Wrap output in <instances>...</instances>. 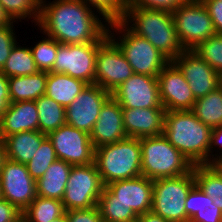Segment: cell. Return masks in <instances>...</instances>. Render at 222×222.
<instances>
[{
  "mask_svg": "<svg viewBox=\"0 0 222 222\" xmlns=\"http://www.w3.org/2000/svg\"><path fill=\"white\" fill-rule=\"evenodd\" d=\"M43 1L38 26L46 36L61 44L96 42L108 37V27L83 1L55 0L49 4Z\"/></svg>",
  "mask_w": 222,
  "mask_h": 222,
  "instance_id": "6da1fadb",
  "label": "cell"
},
{
  "mask_svg": "<svg viewBox=\"0 0 222 222\" xmlns=\"http://www.w3.org/2000/svg\"><path fill=\"white\" fill-rule=\"evenodd\" d=\"M211 132L190 110L165 112L163 135L193 165H209Z\"/></svg>",
  "mask_w": 222,
  "mask_h": 222,
  "instance_id": "7a4b0ae2",
  "label": "cell"
},
{
  "mask_svg": "<svg viewBox=\"0 0 222 222\" xmlns=\"http://www.w3.org/2000/svg\"><path fill=\"white\" fill-rule=\"evenodd\" d=\"M121 21L125 24L132 21L129 29L134 34L146 38L170 61L184 51L170 11L127 6Z\"/></svg>",
  "mask_w": 222,
  "mask_h": 222,
  "instance_id": "3957f363",
  "label": "cell"
},
{
  "mask_svg": "<svg viewBox=\"0 0 222 222\" xmlns=\"http://www.w3.org/2000/svg\"><path fill=\"white\" fill-rule=\"evenodd\" d=\"M94 162L104 185L142 175L140 140L127 137L95 149Z\"/></svg>",
  "mask_w": 222,
  "mask_h": 222,
  "instance_id": "277c9868",
  "label": "cell"
},
{
  "mask_svg": "<svg viewBox=\"0 0 222 222\" xmlns=\"http://www.w3.org/2000/svg\"><path fill=\"white\" fill-rule=\"evenodd\" d=\"M141 172L151 179L185 175L194 165L163 135L140 138Z\"/></svg>",
  "mask_w": 222,
  "mask_h": 222,
  "instance_id": "5b68a950",
  "label": "cell"
},
{
  "mask_svg": "<svg viewBox=\"0 0 222 222\" xmlns=\"http://www.w3.org/2000/svg\"><path fill=\"white\" fill-rule=\"evenodd\" d=\"M128 25L122 21L108 23L112 30L123 33L118 42L108 28V37L119 47L134 73L157 77L170 60L146 38L134 34Z\"/></svg>",
  "mask_w": 222,
  "mask_h": 222,
  "instance_id": "8992f818",
  "label": "cell"
},
{
  "mask_svg": "<svg viewBox=\"0 0 222 222\" xmlns=\"http://www.w3.org/2000/svg\"><path fill=\"white\" fill-rule=\"evenodd\" d=\"M195 184L194 170L177 177L153 180L151 211L169 222H187L185 201Z\"/></svg>",
  "mask_w": 222,
  "mask_h": 222,
  "instance_id": "52a82bcc",
  "label": "cell"
},
{
  "mask_svg": "<svg viewBox=\"0 0 222 222\" xmlns=\"http://www.w3.org/2000/svg\"><path fill=\"white\" fill-rule=\"evenodd\" d=\"M172 15L184 50H193L199 43L216 35L212 19L201 0H186Z\"/></svg>",
  "mask_w": 222,
  "mask_h": 222,
  "instance_id": "ba28073f",
  "label": "cell"
},
{
  "mask_svg": "<svg viewBox=\"0 0 222 222\" xmlns=\"http://www.w3.org/2000/svg\"><path fill=\"white\" fill-rule=\"evenodd\" d=\"M104 187L95 162L72 166L62 199L65 210L89 209L97 206Z\"/></svg>",
  "mask_w": 222,
  "mask_h": 222,
  "instance_id": "9c48e42d",
  "label": "cell"
},
{
  "mask_svg": "<svg viewBox=\"0 0 222 222\" xmlns=\"http://www.w3.org/2000/svg\"><path fill=\"white\" fill-rule=\"evenodd\" d=\"M104 40L82 44H61L58 42L53 73H62L95 84V59L99 45Z\"/></svg>",
  "mask_w": 222,
  "mask_h": 222,
  "instance_id": "30bf717a",
  "label": "cell"
},
{
  "mask_svg": "<svg viewBox=\"0 0 222 222\" xmlns=\"http://www.w3.org/2000/svg\"><path fill=\"white\" fill-rule=\"evenodd\" d=\"M98 201L123 203L138 215L150 212L153 203V180L141 175L132 179L116 180L105 185Z\"/></svg>",
  "mask_w": 222,
  "mask_h": 222,
  "instance_id": "8fae6325",
  "label": "cell"
},
{
  "mask_svg": "<svg viewBox=\"0 0 222 222\" xmlns=\"http://www.w3.org/2000/svg\"><path fill=\"white\" fill-rule=\"evenodd\" d=\"M134 74L119 47L107 37L98 47L95 84L112 93Z\"/></svg>",
  "mask_w": 222,
  "mask_h": 222,
  "instance_id": "7c38bea8",
  "label": "cell"
},
{
  "mask_svg": "<svg viewBox=\"0 0 222 222\" xmlns=\"http://www.w3.org/2000/svg\"><path fill=\"white\" fill-rule=\"evenodd\" d=\"M47 137L52 142L58 159L72 166L94 163L95 149L89 133L65 123L48 133Z\"/></svg>",
  "mask_w": 222,
  "mask_h": 222,
  "instance_id": "4fadbf2b",
  "label": "cell"
},
{
  "mask_svg": "<svg viewBox=\"0 0 222 222\" xmlns=\"http://www.w3.org/2000/svg\"><path fill=\"white\" fill-rule=\"evenodd\" d=\"M0 183L3 199H6L22 212L36 198V180H34L26 164L6 159L0 170Z\"/></svg>",
  "mask_w": 222,
  "mask_h": 222,
  "instance_id": "5bb4252c",
  "label": "cell"
},
{
  "mask_svg": "<svg viewBox=\"0 0 222 222\" xmlns=\"http://www.w3.org/2000/svg\"><path fill=\"white\" fill-rule=\"evenodd\" d=\"M110 96V92L97 84H88L65 108L66 123L90 134L99 117L102 105Z\"/></svg>",
  "mask_w": 222,
  "mask_h": 222,
  "instance_id": "9a60e30c",
  "label": "cell"
},
{
  "mask_svg": "<svg viewBox=\"0 0 222 222\" xmlns=\"http://www.w3.org/2000/svg\"><path fill=\"white\" fill-rule=\"evenodd\" d=\"M111 96L122 108H164L157 77L134 73Z\"/></svg>",
  "mask_w": 222,
  "mask_h": 222,
  "instance_id": "2e32d148",
  "label": "cell"
},
{
  "mask_svg": "<svg viewBox=\"0 0 222 222\" xmlns=\"http://www.w3.org/2000/svg\"><path fill=\"white\" fill-rule=\"evenodd\" d=\"M172 62L185 77L196 100L219 87V73L192 50H184Z\"/></svg>",
  "mask_w": 222,
  "mask_h": 222,
  "instance_id": "e0dca14e",
  "label": "cell"
},
{
  "mask_svg": "<svg viewBox=\"0 0 222 222\" xmlns=\"http://www.w3.org/2000/svg\"><path fill=\"white\" fill-rule=\"evenodd\" d=\"M159 95L166 111L191 110L196 99L185 77L170 61L157 76Z\"/></svg>",
  "mask_w": 222,
  "mask_h": 222,
  "instance_id": "ac0fdd59",
  "label": "cell"
},
{
  "mask_svg": "<svg viewBox=\"0 0 222 222\" xmlns=\"http://www.w3.org/2000/svg\"><path fill=\"white\" fill-rule=\"evenodd\" d=\"M127 138L121 105L110 96L102 105L99 117L90 133L94 149Z\"/></svg>",
  "mask_w": 222,
  "mask_h": 222,
  "instance_id": "d6986e66",
  "label": "cell"
},
{
  "mask_svg": "<svg viewBox=\"0 0 222 222\" xmlns=\"http://www.w3.org/2000/svg\"><path fill=\"white\" fill-rule=\"evenodd\" d=\"M165 108H122L127 137L144 138L163 134Z\"/></svg>",
  "mask_w": 222,
  "mask_h": 222,
  "instance_id": "ffe728a7",
  "label": "cell"
},
{
  "mask_svg": "<svg viewBox=\"0 0 222 222\" xmlns=\"http://www.w3.org/2000/svg\"><path fill=\"white\" fill-rule=\"evenodd\" d=\"M39 123L35 101L11 102L0 117V138L22 131H37Z\"/></svg>",
  "mask_w": 222,
  "mask_h": 222,
  "instance_id": "44dd1931",
  "label": "cell"
},
{
  "mask_svg": "<svg viewBox=\"0 0 222 222\" xmlns=\"http://www.w3.org/2000/svg\"><path fill=\"white\" fill-rule=\"evenodd\" d=\"M72 165L57 159L36 180L37 196L62 201Z\"/></svg>",
  "mask_w": 222,
  "mask_h": 222,
  "instance_id": "7402d4cb",
  "label": "cell"
},
{
  "mask_svg": "<svg viewBox=\"0 0 222 222\" xmlns=\"http://www.w3.org/2000/svg\"><path fill=\"white\" fill-rule=\"evenodd\" d=\"M47 137L37 131H22L3 138L6 156L8 159L26 164L39 148L41 142Z\"/></svg>",
  "mask_w": 222,
  "mask_h": 222,
  "instance_id": "603a6c76",
  "label": "cell"
},
{
  "mask_svg": "<svg viewBox=\"0 0 222 222\" xmlns=\"http://www.w3.org/2000/svg\"><path fill=\"white\" fill-rule=\"evenodd\" d=\"M185 210L187 222H222V211L197 184L187 195Z\"/></svg>",
  "mask_w": 222,
  "mask_h": 222,
  "instance_id": "cb8c5ba5",
  "label": "cell"
},
{
  "mask_svg": "<svg viewBox=\"0 0 222 222\" xmlns=\"http://www.w3.org/2000/svg\"><path fill=\"white\" fill-rule=\"evenodd\" d=\"M88 84L62 73L49 72L45 95L67 108Z\"/></svg>",
  "mask_w": 222,
  "mask_h": 222,
  "instance_id": "d4e9b609",
  "label": "cell"
},
{
  "mask_svg": "<svg viewBox=\"0 0 222 222\" xmlns=\"http://www.w3.org/2000/svg\"><path fill=\"white\" fill-rule=\"evenodd\" d=\"M48 72L39 71L33 75L9 77L11 102L35 101L45 95Z\"/></svg>",
  "mask_w": 222,
  "mask_h": 222,
  "instance_id": "484cf974",
  "label": "cell"
},
{
  "mask_svg": "<svg viewBox=\"0 0 222 222\" xmlns=\"http://www.w3.org/2000/svg\"><path fill=\"white\" fill-rule=\"evenodd\" d=\"M190 111L211 128L222 127V88L219 86L198 98Z\"/></svg>",
  "mask_w": 222,
  "mask_h": 222,
  "instance_id": "4316f807",
  "label": "cell"
},
{
  "mask_svg": "<svg viewBox=\"0 0 222 222\" xmlns=\"http://www.w3.org/2000/svg\"><path fill=\"white\" fill-rule=\"evenodd\" d=\"M38 109V130L48 134L66 123L65 108L50 97L43 95L35 100Z\"/></svg>",
  "mask_w": 222,
  "mask_h": 222,
  "instance_id": "83f0119b",
  "label": "cell"
},
{
  "mask_svg": "<svg viewBox=\"0 0 222 222\" xmlns=\"http://www.w3.org/2000/svg\"><path fill=\"white\" fill-rule=\"evenodd\" d=\"M62 201L36 196L22 212L24 222H50L65 214Z\"/></svg>",
  "mask_w": 222,
  "mask_h": 222,
  "instance_id": "f1b7e54d",
  "label": "cell"
},
{
  "mask_svg": "<svg viewBox=\"0 0 222 222\" xmlns=\"http://www.w3.org/2000/svg\"><path fill=\"white\" fill-rule=\"evenodd\" d=\"M7 78L33 75L39 72L30 48L14 45L5 65L0 70Z\"/></svg>",
  "mask_w": 222,
  "mask_h": 222,
  "instance_id": "f546056e",
  "label": "cell"
},
{
  "mask_svg": "<svg viewBox=\"0 0 222 222\" xmlns=\"http://www.w3.org/2000/svg\"><path fill=\"white\" fill-rule=\"evenodd\" d=\"M193 170L196 184L222 211V177L211 165L207 164L194 165Z\"/></svg>",
  "mask_w": 222,
  "mask_h": 222,
  "instance_id": "4dcf8cb0",
  "label": "cell"
},
{
  "mask_svg": "<svg viewBox=\"0 0 222 222\" xmlns=\"http://www.w3.org/2000/svg\"><path fill=\"white\" fill-rule=\"evenodd\" d=\"M52 142L46 137L40 144L32 159L26 163L27 170L34 180L40 178L48 167L57 160Z\"/></svg>",
  "mask_w": 222,
  "mask_h": 222,
  "instance_id": "1f68e13d",
  "label": "cell"
},
{
  "mask_svg": "<svg viewBox=\"0 0 222 222\" xmlns=\"http://www.w3.org/2000/svg\"><path fill=\"white\" fill-rule=\"evenodd\" d=\"M200 58L209 64L215 71H222V34L209 37L199 43L193 50Z\"/></svg>",
  "mask_w": 222,
  "mask_h": 222,
  "instance_id": "d6a6232c",
  "label": "cell"
},
{
  "mask_svg": "<svg viewBox=\"0 0 222 222\" xmlns=\"http://www.w3.org/2000/svg\"><path fill=\"white\" fill-rule=\"evenodd\" d=\"M30 50L39 71L51 72L57 56L58 41L48 36Z\"/></svg>",
  "mask_w": 222,
  "mask_h": 222,
  "instance_id": "836d02e7",
  "label": "cell"
},
{
  "mask_svg": "<svg viewBox=\"0 0 222 222\" xmlns=\"http://www.w3.org/2000/svg\"><path fill=\"white\" fill-rule=\"evenodd\" d=\"M0 4L13 21L32 16L38 24L41 0H0Z\"/></svg>",
  "mask_w": 222,
  "mask_h": 222,
  "instance_id": "e575fe53",
  "label": "cell"
},
{
  "mask_svg": "<svg viewBox=\"0 0 222 222\" xmlns=\"http://www.w3.org/2000/svg\"><path fill=\"white\" fill-rule=\"evenodd\" d=\"M97 207L103 222H135L138 215L123 203H112V201H98Z\"/></svg>",
  "mask_w": 222,
  "mask_h": 222,
  "instance_id": "d590c367",
  "label": "cell"
},
{
  "mask_svg": "<svg viewBox=\"0 0 222 222\" xmlns=\"http://www.w3.org/2000/svg\"><path fill=\"white\" fill-rule=\"evenodd\" d=\"M87 6L95 7L106 23L121 21L128 6V0H81ZM90 5H89V4Z\"/></svg>",
  "mask_w": 222,
  "mask_h": 222,
  "instance_id": "8d00e7d4",
  "label": "cell"
},
{
  "mask_svg": "<svg viewBox=\"0 0 222 222\" xmlns=\"http://www.w3.org/2000/svg\"><path fill=\"white\" fill-rule=\"evenodd\" d=\"M14 36L13 24L0 26V70L5 65L14 45L17 43Z\"/></svg>",
  "mask_w": 222,
  "mask_h": 222,
  "instance_id": "74e56055",
  "label": "cell"
},
{
  "mask_svg": "<svg viewBox=\"0 0 222 222\" xmlns=\"http://www.w3.org/2000/svg\"><path fill=\"white\" fill-rule=\"evenodd\" d=\"M186 0H128V6L173 12Z\"/></svg>",
  "mask_w": 222,
  "mask_h": 222,
  "instance_id": "f35d334b",
  "label": "cell"
},
{
  "mask_svg": "<svg viewBox=\"0 0 222 222\" xmlns=\"http://www.w3.org/2000/svg\"><path fill=\"white\" fill-rule=\"evenodd\" d=\"M68 222H103L97 206L65 211Z\"/></svg>",
  "mask_w": 222,
  "mask_h": 222,
  "instance_id": "ab89813d",
  "label": "cell"
},
{
  "mask_svg": "<svg viewBox=\"0 0 222 222\" xmlns=\"http://www.w3.org/2000/svg\"><path fill=\"white\" fill-rule=\"evenodd\" d=\"M207 9L216 34H222V0H201Z\"/></svg>",
  "mask_w": 222,
  "mask_h": 222,
  "instance_id": "60d3db41",
  "label": "cell"
},
{
  "mask_svg": "<svg viewBox=\"0 0 222 222\" xmlns=\"http://www.w3.org/2000/svg\"><path fill=\"white\" fill-rule=\"evenodd\" d=\"M22 211L6 199H0V222H19Z\"/></svg>",
  "mask_w": 222,
  "mask_h": 222,
  "instance_id": "b9f144b4",
  "label": "cell"
},
{
  "mask_svg": "<svg viewBox=\"0 0 222 222\" xmlns=\"http://www.w3.org/2000/svg\"><path fill=\"white\" fill-rule=\"evenodd\" d=\"M219 146L222 147V127H215L212 128V132H211V139H210V147H209V165H211L216 159H220L222 158V154H220V156L218 155L217 158L215 157H211V150H213L214 146Z\"/></svg>",
  "mask_w": 222,
  "mask_h": 222,
  "instance_id": "7bdbcfd3",
  "label": "cell"
},
{
  "mask_svg": "<svg viewBox=\"0 0 222 222\" xmlns=\"http://www.w3.org/2000/svg\"><path fill=\"white\" fill-rule=\"evenodd\" d=\"M137 222H169V221L165 220L164 218L150 211L143 215H140L137 219Z\"/></svg>",
  "mask_w": 222,
  "mask_h": 222,
  "instance_id": "ee69618b",
  "label": "cell"
},
{
  "mask_svg": "<svg viewBox=\"0 0 222 222\" xmlns=\"http://www.w3.org/2000/svg\"><path fill=\"white\" fill-rule=\"evenodd\" d=\"M0 97H10L8 78L1 71H0Z\"/></svg>",
  "mask_w": 222,
  "mask_h": 222,
  "instance_id": "f6af8a7d",
  "label": "cell"
},
{
  "mask_svg": "<svg viewBox=\"0 0 222 222\" xmlns=\"http://www.w3.org/2000/svg\"><path fill=\"white\" fill-rule=\"evenodd\" d=\"M13 20L8 16L3 6L0 4V26L12 24Z\"/></svg>",
  "mask_w": 222,
  "mask_h": 222,
  "instance_id": "bcb514c9",
  "label": "cell"
},
{
  "mask_svg": "<svg viewBox=\"0 0 222 222\" xmlns=\"http://www.w3.org/2000/svg\"><path fill=\"white\" fill-rule=\"evenodd\" d=\"M10 103V97H0V117L5 113Z\"/></svg>",
  "mask_w": 222,
  "mask_h": 222,
  "instance_id": "7dc6e473",
  "label": "cell"
},
{
  "mask_svg": "<svg viewBox=\"0 0 222 222\" xmlns=\"http://www.w3.org/2000/svg\"><path fill=\"white\" fill-rule=\"evenodd\" d=\"M6 159H7V156H6L4 141L2 138H0V170L2 169Z\"/></svg>",
  "mask_w": 222,
  "mask_h": 222,
  "instance_id": "c3c4849f",
  "label": "cell"
},
{
  "mask_svg": "<svg viewBox=\"0 0 222 222\" xmlns=\"http://www.w3.org/2000/svg\"><path fill=\"white\" fill-rule=\"evenodd\" d=\"M211 166L217 171V173L222 177V158L216 159Z\"/></svg>",
  "mask_w": 222,
  "mask_h": 222,
  "instance_id": "681fc988",
  "label": "cell"
},
{
  "mask_svg": "<svg viewBox=\"0 0 222 222\" xmlns=\"http://www.w3.org/2000/svg\"><path fill=\"white\" fill-rule=\"evenodd\" d=\"M50 222H68V220H67V215H66V213H65V214L62 215L61 217H59V218H57V219H55V220H53V221H50Z\"/></svg>",
  "mask_w": 222,
  "mask_h": 222,
  "instance_id": "f907efd6",
  "label": "cell"
},
{
  "mask_svg": "<svg viewBox=\"0 0 222 222\" xmlns=\"http://www.w3.org/2000/svg\"><path fill=\"white\" fill-rule=\"evenodd\" d=\"M219 86L222 88V71L219 73Z\"/></svg>",
  "mask_w": 222,
  "mask_h": 222,
  "instance_id": "816d5d0a",
  "label": "cell"
},
{
  "mask_svg": "<svg viewBox=\"0 0 222 222\" xmlns=\"http://www.w3.org/2000/svg\"><path fill=\"white\" fill-rule=\"evenodd\" d=\"M2 192H1V183H0V199H2Z\"/></svg>",
  "mask_w": 222,
  "mask_h": 222,
  "instance_id": "f5cc1de1",
  "label": "cell"
}]
</instances>
